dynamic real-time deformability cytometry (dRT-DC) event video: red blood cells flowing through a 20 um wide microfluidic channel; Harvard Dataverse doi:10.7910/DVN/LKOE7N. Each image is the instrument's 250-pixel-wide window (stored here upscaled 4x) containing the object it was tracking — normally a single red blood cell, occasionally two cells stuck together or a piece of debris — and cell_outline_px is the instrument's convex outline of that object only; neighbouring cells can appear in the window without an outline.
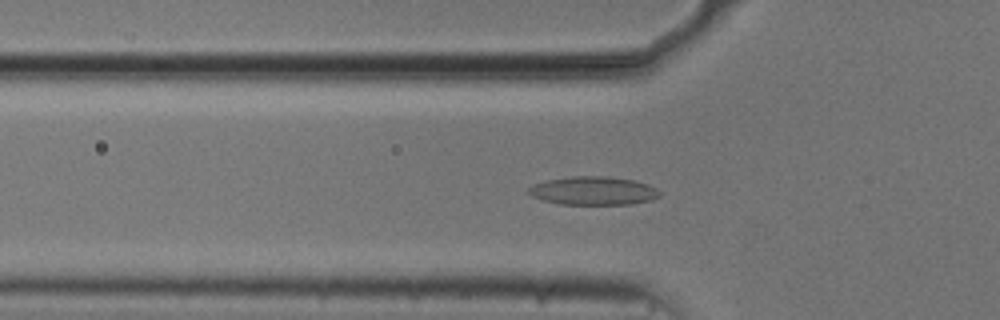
{"species": "common noctule bat (a hibernating species)", "species_latin": "Nyctalus noctula", "temperature_condition": "cold", "stored_images_in_passage": 34, "camera_frame_rate_fps": 3000, "um_per_image_px": 0.085, "animal": {"sex": "male", "body_mass_g": 20.5, "forearm_length_mm": 52.5}, "frame": {"image": 1, "passage_image": 4, "time_ms": 1.0, "image_size_px": [1000, 320], "cell_outline_px": [[660, 196], [652, 200], [632, 204], [560, 204], [544, 200], [532, 196], [528, 192], [528, 188], [532, 184], [548, 180], [572, 176], [608, 176], [632, 180], [648, 184], [656, 188], [660, 192]], "centroid_in_image_um": [50.45, 16.21], "position_along_channel_um": 75.4, "area_um2": 21.68}}
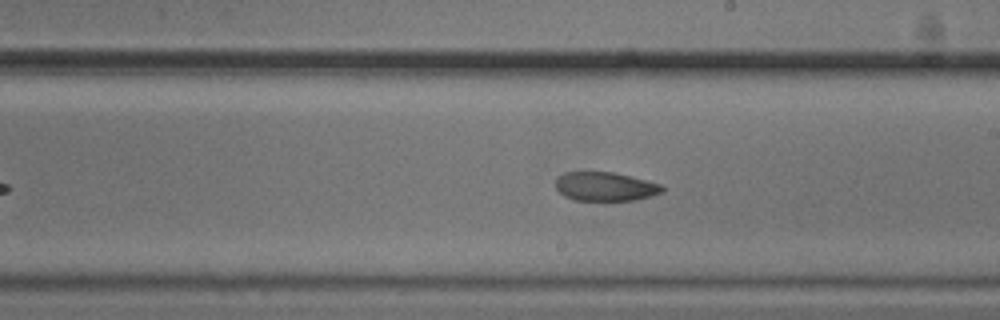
{"frame": {"image": 2, "passage_image": 17, "time_ms": 5.333, "image_size_px": [1000, 320], "cell_outline_px": [[664, 192], [636, 200], [572, 200], [564, 196], [556, 188], [556, 180], [564, 172], [612, 172], [660, 184], [664, 188]], "centroid_in_image_um": [51.43, 15.86], "position_along_channel_um": 237.6, "area_um2": 17.74}}
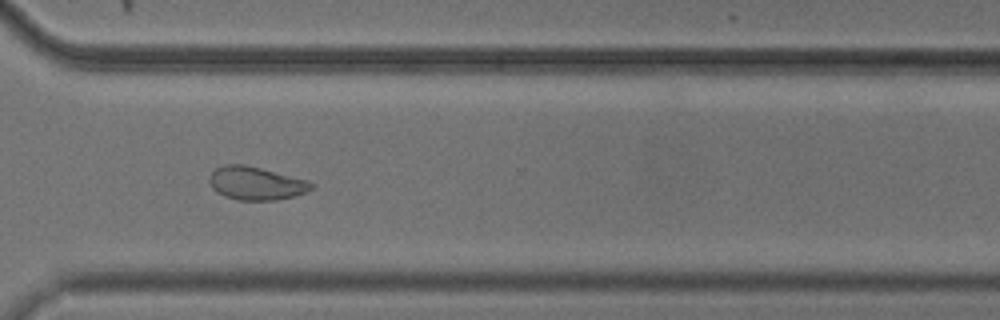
{"frame": {"image": 3, "passage_image": 26, "time_ms": 8.333, "image_size_px": [1000, 320], "cell_outline_px": [[316, 184], [312, 188], [296, 196], [276, 200], [236, 200], [224, 196], [216, 192], [212, 188], [208, 180], [208, 176], [216, 168], [224, 164], [244, 164], [308, 180]], "centroid_in_image_um": [21.73, 15.58], "position_along_channel_um": 348.9, "area_um2": 19.88}, "authors_computed_cell_mechanics": {"area_um2": 19.7965, "velocity_mm_per_s": 3.7274, "shape_relaxation_time_tau1_ms": null, "shape_relaxation_time_tau2_ms": 3.9439, "deformation_change_tau1": null, "deformation_change_tau2": 0.0707}}